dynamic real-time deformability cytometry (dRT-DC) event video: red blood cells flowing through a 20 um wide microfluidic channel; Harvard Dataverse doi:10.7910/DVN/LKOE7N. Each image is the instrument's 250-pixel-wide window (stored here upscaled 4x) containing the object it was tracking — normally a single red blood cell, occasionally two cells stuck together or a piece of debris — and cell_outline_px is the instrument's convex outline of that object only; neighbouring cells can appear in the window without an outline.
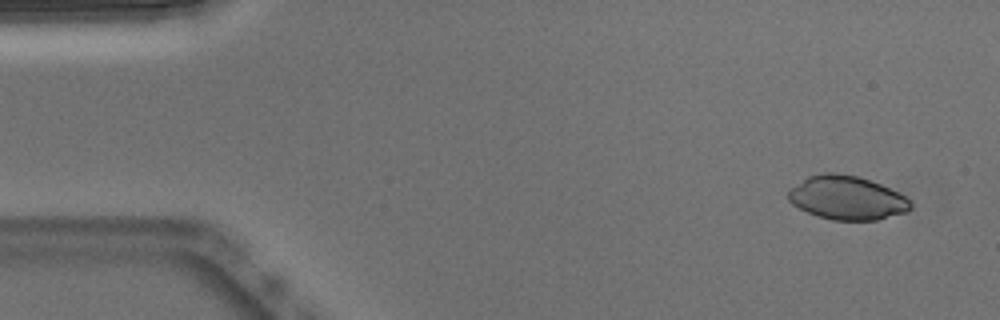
{"species": "Egyptian fruit bat (a non-hibernating species)", "species_latin": "Rousettus aegyptiacus", "temperature_condition": "warm", "stored_images_in_passage": 50, "camera_frame_rate_fps": 3000, "um_per_image_px": 0.085, "animal": {"sex": "male"}, "frame": {"image": 1, "passage_image": 1, "time_ms": 0.0, "image_size_px": [1000, 320], "cell_outline_px": [[912, 208], [908, 212], [876, 220], [832, 220], [808, 212], [792, 204], [788, 200], [788, 188], [808, 176], [824, 172], [836, 172], [856, 176], [880, 184], [904, 196], [912, 204]], "centroid_in_image_um": [71.96, 16.81], "position_along_channel_um": 13.0, "area_um2": 31.1}}
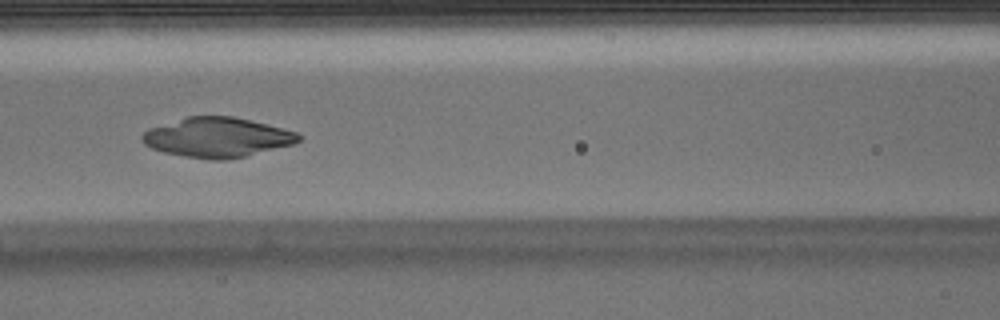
{"frame": {"image": 2, "passage_image": 20, "time_ms": 6.333, "image_size_px": [1000, 320], "cell_outline_px": [[300, 140], [292, 144], [228, 160], [212, 160], [184, 156], [164, 152], [152, 148], [144, 144], [140, 136], [148, 128], [188, 116], [232, 116], [284, 128], [296, 132], [300, 136]], "centroid_in_image_um": [18.43, 11.67], "position_along_channel_um": 148.2, "area_um2": 35.95}}
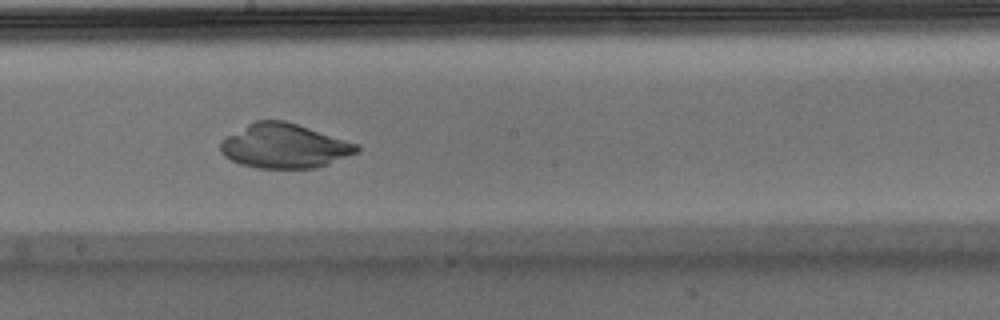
{"frame": {"image": 3, "passage_image": 26, "time_ms": 8.333, "image_size_px": [1000, 320], "cell_outline_px": [[360, 152], [316, 168], [256, 168], [240, 164], [224, 156], [220, 152], [220, 144], [228, 136], [248, 124], [256, 120], [284, 120], [360, 144]], "centroid_in_image_um": [24.21, 12.42], "position_along_channel_um": 224.0, "area_um2": 35.14}}